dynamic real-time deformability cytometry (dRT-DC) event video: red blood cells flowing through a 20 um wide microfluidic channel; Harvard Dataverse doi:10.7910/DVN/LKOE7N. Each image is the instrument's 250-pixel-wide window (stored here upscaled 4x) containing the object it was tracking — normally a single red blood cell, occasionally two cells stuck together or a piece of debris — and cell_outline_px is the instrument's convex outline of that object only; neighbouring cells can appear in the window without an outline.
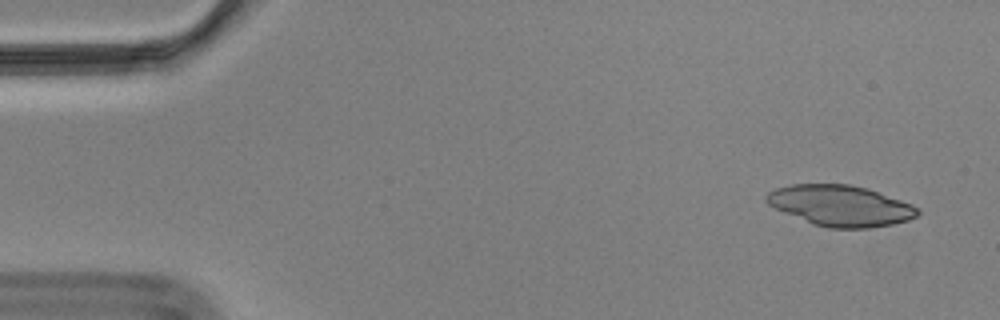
{"species": "Egyptian fruit bat (a non-hibernating species)", "species_latin": "Rousettus aegyptiacus", "temperature_condition": "cold", "stored_images_in_passage": 53, "camera_frame_rate_fps": 3000, "um_per_image_px": 0.085, "animal": {"sex": "male"}, "frame": {"image": 1, "passage_image": 1, "time_ms": 0.0, "image_size_px": [1000, 320], "cell_outline_px": [[920, 212], [916, 216], [908, 220], [892, 224], [868, 228], [828, 228], [812, 224], [784, 212], [768, 204], [764, 200], [764, 196], [768, 192], [776, 188], [792, 184], [848, 184], [868, 188], [912, 204], [920, 208]], "centroid_in_image_um": [71.44, 17.48], "position_along_channel_um": 13.6, "area_um2": 36.01}}
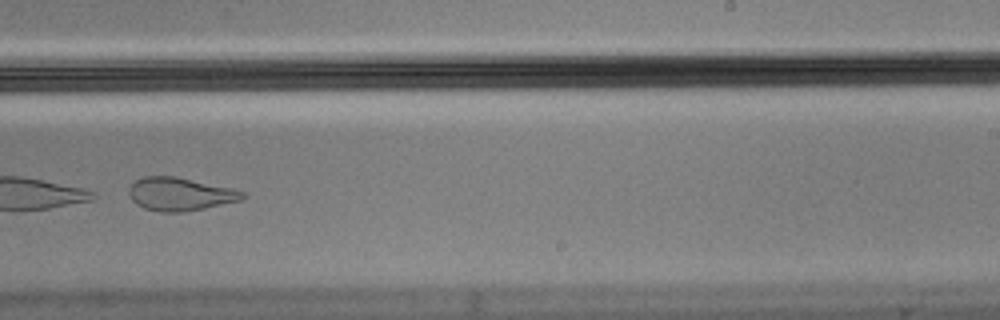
{"frame": {"image": 2, "passage_image": 33, "time_ms": 10.667, "image_size_px": [1000, 320], "cell_outline_px": [[248, 196], [240, 200], [204, 208], [180, 212], [160, 212], [144, 208], [136, 204], [132, 200], [128, 192], [128, 188], [136, 180], [144, 176], [176, 176], [232, 188], [244, 192]], "centroid_in_image_um": [15.29, 16.49], "position_along_channel_um": 273.7, "area_um2": 21.91}}